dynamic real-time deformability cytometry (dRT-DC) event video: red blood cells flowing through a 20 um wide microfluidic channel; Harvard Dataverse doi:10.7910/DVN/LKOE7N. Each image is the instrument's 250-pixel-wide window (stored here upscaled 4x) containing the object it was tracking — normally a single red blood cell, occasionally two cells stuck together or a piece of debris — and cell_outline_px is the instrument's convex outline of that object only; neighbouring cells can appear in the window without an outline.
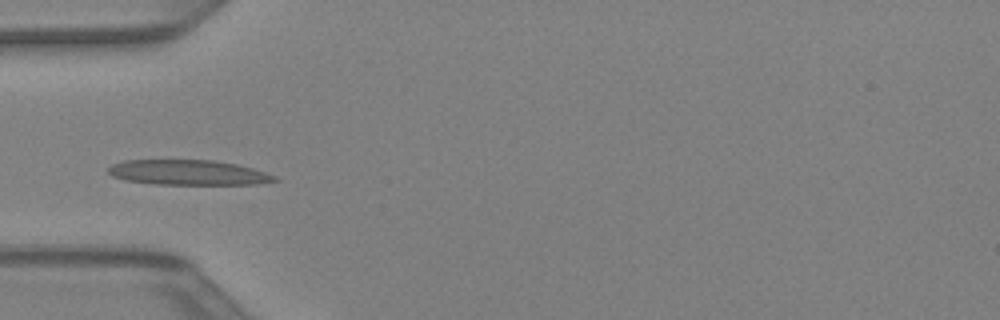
{"species": "Egyptian fruit bat (a non-hibernating species)", "species_latin": "Rousettus aegyptiacus", "temperature_condition": "warm", "stored_images_in_passage": 30, "camera_frame_rate_fps": 3000, "um_per_image_px": 0.085, "animal": {"sex": "female"}, "frame": {"image": 1, "passage_image": 1, "time_ms": 0.0, "image_size_px": [1000, 320], "cell_outline_px": [[280, 180], [256, 184], [156, 184], [124, 180], [112, 176], [108, 172], [108, 168], [112, 164], [124, 160], [212, 160], [236, 164], [252, 168], [276, 176]], "centroid_in_image_um": [15.98, 14.66], "position_along_channel_um": 69.0, "area_um2": 24.22}}
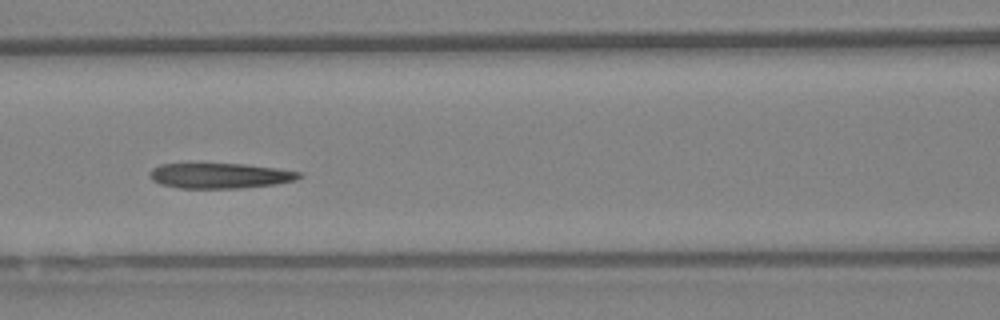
{"frame": {"image": 2, "passage_image": 6, "time_ms": 1.667, "image_size_px": [1000, 320], "cell_outline_px": [[304, 176], [296, 180], [276, 184], [240, 188], [176, 188], [160, 184], [152, 180], [148, 176], [148, 172], [152, 168], [160, 164], [244, 164], [276, 168], [300, 172]], "centroid_in_image_um": [18.67, 14.94], "position_along_channel_um": 147.9, "area_um2": 22.14}}
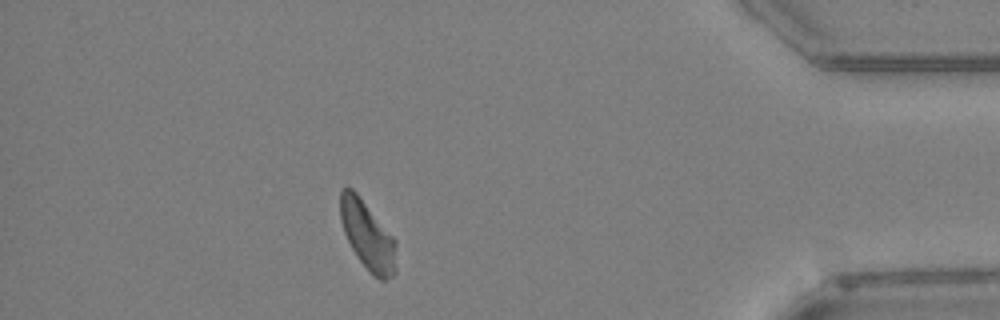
{"frame": {"image": 3, "passage_image": 25, "time_ms": 8.0, "image_size_px": [1000, 320], "cell_outline_px": [[396, 272], [392, 276], [384, 280], [380, 280], [372, 276], [360, 260], [352, 248], [344, 232], [340, 220], [340, 188], [352, 188], [356, 192], [396, 240]], "centroid_in_image_um": [31.25, 20.03], "position_along_channel_um": 404.0, "area_um2": 22.25}}